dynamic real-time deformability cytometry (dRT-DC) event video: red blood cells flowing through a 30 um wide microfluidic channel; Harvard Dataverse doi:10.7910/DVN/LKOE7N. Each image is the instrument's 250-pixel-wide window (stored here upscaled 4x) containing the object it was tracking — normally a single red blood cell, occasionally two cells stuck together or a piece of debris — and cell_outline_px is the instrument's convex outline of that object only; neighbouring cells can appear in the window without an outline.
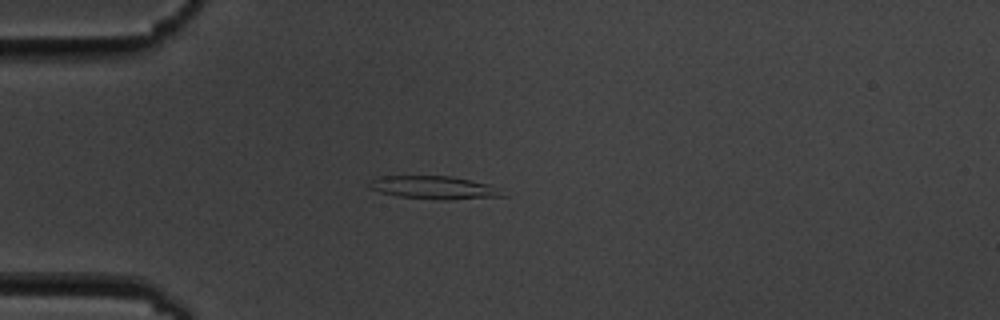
{"species": "common noctule bat (a hibernating species)", "species_latin": "Nyctalus noctula", "temperature_condition": "cold", "stored_images_in_passage": 12, "camera_frame_rate_fps": 3000, "um_per_image_px": 0.085, "animal": {"sex": "male", "body_mass_g": 19.5, "forearm_length_mm": 54.6}, "frame": {"image": 1, "passage_image": 1, "time_ms": 0.0, "image_size_px": [1000, 320], "cell_outline_px": [[508, 196], [448, 200], [436, 200], [396, 196], [380, 192], [368, 188], [368, 184], [372, 180], [380, 176], [452, 176], [488, 184]], "centroid_in_image_um": [36.85, 15.95], "position_along_channel_um": 48.2, "area_um2": 17.92}}
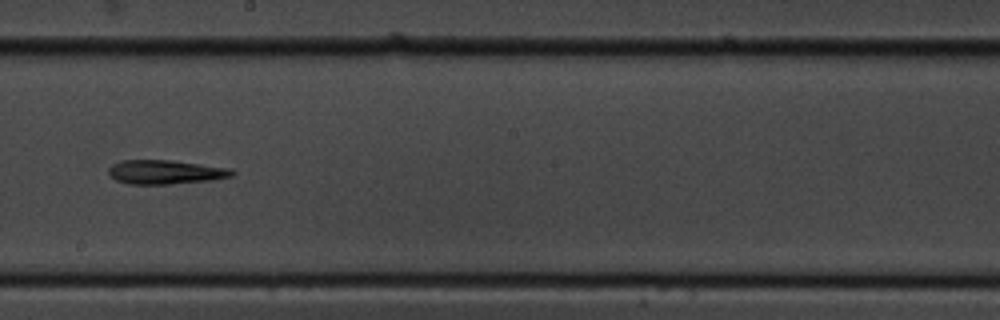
{"frame": {"image": 2, "passage_image": 6, "time_ms": 5.667, "image_size_px": [1000, 320], "cell_outline_px": [[236, 172], [232, 176], [212, 180], [168, 184], [128, 184], [116, 180], [108, 176], [108, 168], [112, 164], [120, 160], [172, 160], [232, 168]], "centroid_in_image_um": [14.05, 14.62], "position_along_channel_um": 234.2, "area_um2": 17.57}}
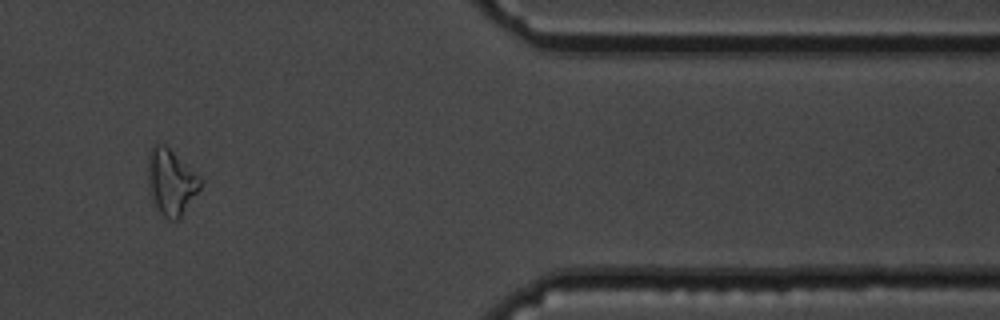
{"frame": {"image": 3, "passage_image": 10, "time_ms": 11.0, "image_size_px": [1000, 320], "cell_outline_px": [[204, 180], [200, 188], [180, 216], [176, 220], [168, 220], [160, 212], [148, 192], [148, 152], [152, 144], [164, 144], [200, 176]], "centroid_in_image_um": [14.52, 15.44], "position_along_channel_um": 396.9, "area_um2": 20.0}}